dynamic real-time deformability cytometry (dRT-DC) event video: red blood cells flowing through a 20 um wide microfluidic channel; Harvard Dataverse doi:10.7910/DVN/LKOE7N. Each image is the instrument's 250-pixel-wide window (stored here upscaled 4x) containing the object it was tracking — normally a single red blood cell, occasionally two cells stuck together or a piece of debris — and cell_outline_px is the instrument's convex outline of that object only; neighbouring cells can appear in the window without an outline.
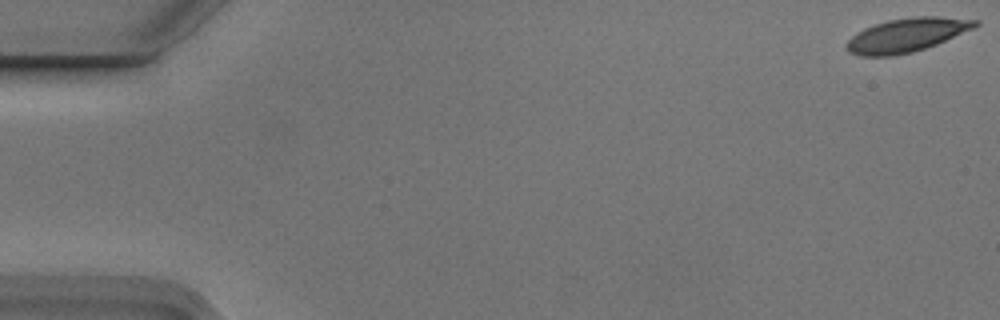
{"species": "Egyptian fruit bat (a non-hibernating species)", "species_latin": "Rousettus aegyptiacus", "temperature_condition": "cold", "stored_images_in_passage": 4, "camera_frame_rate_fps": 3000, "um_per_image_px": 0.085, "animal": {"sex": "male"}, "frame": {"image": 1, "passage_image": 1, "time_ms": 0.0, "image_size_px": [1000, 320], "cell_outline_px": [[980, 24], [972, 28], [936, 44], [912, 52], [892, 56], [860, 56], [848, 52], [844, 48], [844, 44], [856, 32], [864, 28], [888, 20], [912, 16], [940, 16], [980, 20]], "centroid_in_image_um": [77.02, 2.98], "position_along_channel_um": 8.0, "area_um2": 25.32}}